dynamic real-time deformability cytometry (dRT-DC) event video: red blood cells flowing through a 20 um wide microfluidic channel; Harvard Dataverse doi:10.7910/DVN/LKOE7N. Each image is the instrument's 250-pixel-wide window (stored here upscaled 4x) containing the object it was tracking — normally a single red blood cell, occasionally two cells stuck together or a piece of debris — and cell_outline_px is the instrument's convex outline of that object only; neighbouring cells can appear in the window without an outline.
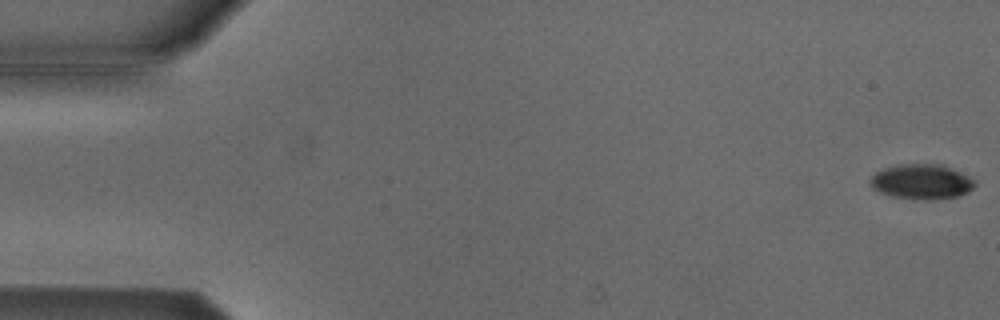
{"species": "Egyptian fruit bat (a non-hibernating species)", "species_latin": "Rousettus aegyptiacus", "temperature_condition": "cold", "stored_images_in_passage": 54, "camera_frame_rate_fps": 3000, "um_per_image_px": 0.085, "animal": {"sex": "male"}, "frame": {"image": 1, "passage_image": 1, "time_ms": 0.0, "image_size_px": [1000, 320], "cell_outline_px": [[976, 184], [968, 192], [960, 196], [932, 200], [924, 200], [892, 196], [880, 192], [872, 188], [868, 180], [876, 172], [884, 168], [900, 164], [936, 164], [948, 168], [972, 180]], "centroid_in_image_um": [78.26, 15.46], "position_along_channel_um": 6.7, "area_um2": 20.92}}
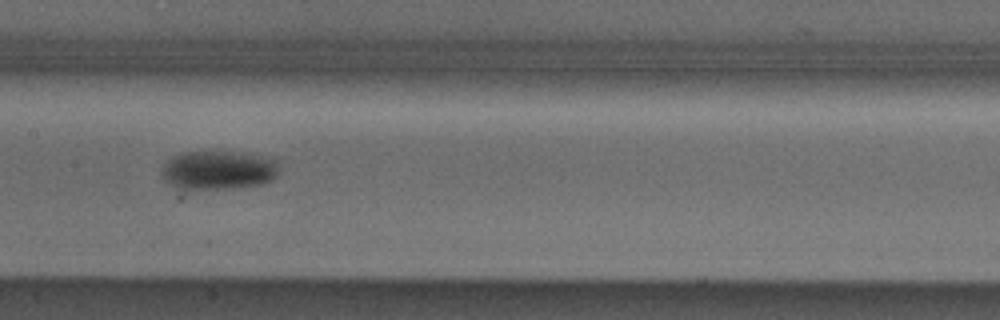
{"frame": {"image": 2, "passage_image": 27, "time_ms": 8.667, "image_size_px": [1000, 320], "cell_outline_px": [[276, 176], [272, 180], [264, 184], [228, 188], [176, 188], [168, 184], [164, 180], [160, 172], [164, 164], [172, 156], [180, 152], [240, 152], [260, 156], [276, 160]], "centroid_in_image_um": [18.5, 14.46], "position_along_channel_um": 188.9, "area_um2": 26.36}}
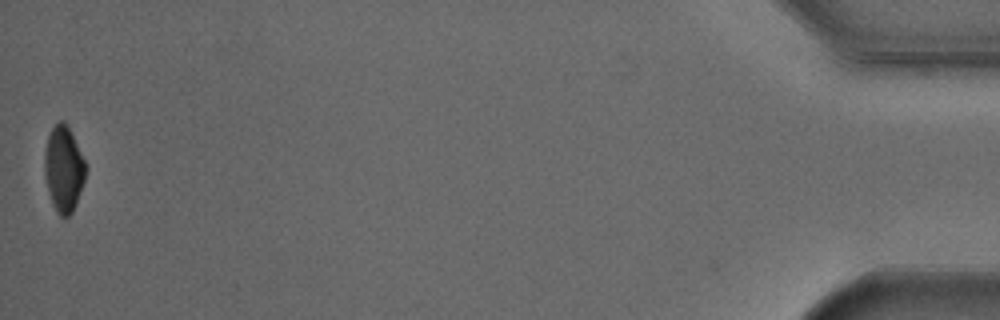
{"frame": {"image": 3, "passage_image": 54, "time_ms": 17.667, "image_size_px": [1000, 320], "cell_outline_px": [[88, 168], [76, 204], [72, 212], [68, 216], [60, 216], [56, 212], [52, 204], [44, 172], [44, 156], [48, 136], [52, 128], [60, 120], [64, 120], [68, 124]], "centroid_in_image_um": [5.42, 14.34], "position_along_channel_um": 429.8, "area_um2": 20.58}, "authors_computed_cell_mechanics": {"area_um2": 23.2356, "velocity_mm_per_s": 3.8075, "shape_relaxation_time_tau1_ms": 3.4318, "shape_relaxation_time_tau2_ms": null, "deformation_change_tau1": 0.1236, "deformation_change_tau2": null}}